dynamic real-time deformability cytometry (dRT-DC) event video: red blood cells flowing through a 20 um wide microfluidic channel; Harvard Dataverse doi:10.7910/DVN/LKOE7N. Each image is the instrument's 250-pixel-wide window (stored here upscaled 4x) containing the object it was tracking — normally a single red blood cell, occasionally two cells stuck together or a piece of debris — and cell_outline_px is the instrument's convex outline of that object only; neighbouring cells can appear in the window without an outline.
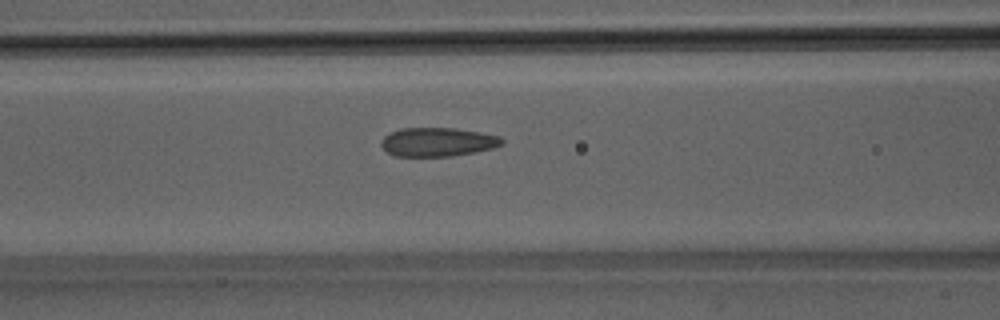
{"species": "Egyptian fruit bat (a non-hibernating species)", "species_latin": "Rousettus aegyptiacus", "temperature_condition": "room temperature", "stored_images_in_passage": 50, "camera_frame_rate_fps": 3000, "um_per_image_px": 0.085, "animal": {"sex": "male"}, "frame": {"image": 1, "passage_image": 21, "time_ms": 6.667, "image_size_px": [1000, 320], "cell_outline_px": [[504, 144], [492, 148], [476, 152], [452, 156], [396, 156], [388, 152], [380, 144], [380, 140], [388, 132], [400, 128], [456, 128], [480, 132], [500, 136], [504, 140]], "centroid_in_image_um": [37.2, 12.06], "position_along_channel_um": 129.4, "area_um2": 20.46}}
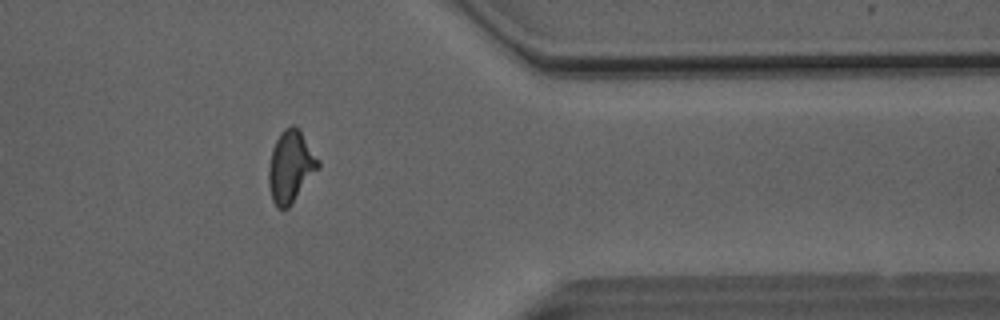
{"frame": {"image": 2, "passage_image": 41, "time_ms": 13.333, "image_size_px": [1000, 320], "cell_outline_px": [[320, 168], [288, 208], [276, 208], [272, 200], [268, 184], [268, 168], [272, 148], [280, 132], [284, 128], [292, 124], [300, 128], [320, 160]], "centroid_in_image_um": [24.72, 14.13], "position_along_channel_um": 386.7, "area_um2": 21.15}}
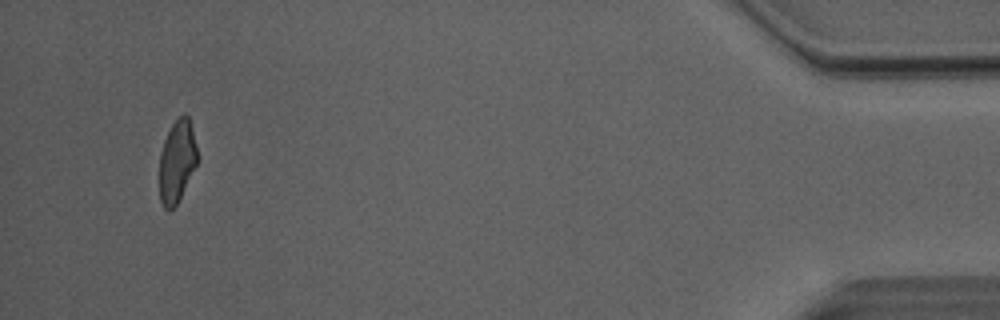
{"frame": {"image": 3, "passage_image": 48, "time_ms": 15.667, "image_size_px": [1000, 320], "cell_outline_px": [[200, 160], [176, 204], [172, 208], [164, 208], [160, 200], [160, 152], [164, 140], [172, 124], [184, 112], [188, 116]], "centroid_in_image_um": [15.06, 13.69], "position_along_channel_um": 420.1, "area_um2": 18.09}, "authors_computed_cell_mechanics": {"area_um2": 20.4612, "velocity_mm_per_s": 4.0851, "shape_relaxation_time_tau1_ms": null, "shape_relaxation_time_tau2_ms": 1.4217, "deformation_change_tau1": null, "deformation_change_tau2": 0.0917}}